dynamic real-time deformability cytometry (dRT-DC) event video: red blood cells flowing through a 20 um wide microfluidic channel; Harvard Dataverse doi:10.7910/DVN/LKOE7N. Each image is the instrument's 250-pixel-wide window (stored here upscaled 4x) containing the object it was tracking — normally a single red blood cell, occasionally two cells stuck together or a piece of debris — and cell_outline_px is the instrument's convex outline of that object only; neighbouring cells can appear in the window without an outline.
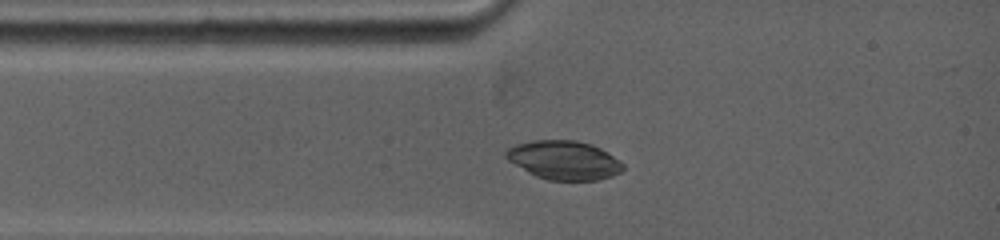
{"species": "common noctule bat (a hibernating species)", "species_latin": "Nyctalus noctula", "temperature_condition": "warm", "stored_images_in_passage": 17, "camera_frame_rate_fps": 5000, "um_per_image_px": 0.085, "animal": {"sex": "female", "body_mass_g": 19.0, "forearm_length_mm": 53.3}, "frame": {"image": 1, "passage_image": 1, "time_ms": 0.0, "image_size_px": [1000, 240], "cell_outline_px": [[624, 168], [620, 172], [612, 176], [600, 180], [548, 180], [536, 176], [528, 172], [508, 160], [504, 156], [504, 152], [508, 148], [516, 144], [532, 140], [576, 140], [592, 144], [600, 148], [624, 164]], "centroid_in_image_um": [47.92, 13.61], "position_along_channel_um": 37.1, "area_um2": 26.47}}
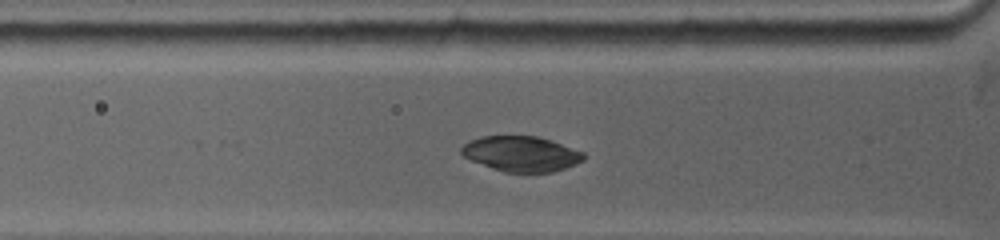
{"frame": {"image": 2, "passage_image": 10, "time_ms": 1.2, "image_size_px": [1000, 240], "cell_outline_px": [[584, 160], [576, 164], [552, 172], [504, 172], [492, 168], [472, 160], [464, 156], [460, 152], [460, 148], [468, 140], [480, 136], [536, 136], [584, 152]], "centroid_in_image_um": [44.27, 13.07], "position_along_channel_um": 81.5, "area_um2": 24.91}}
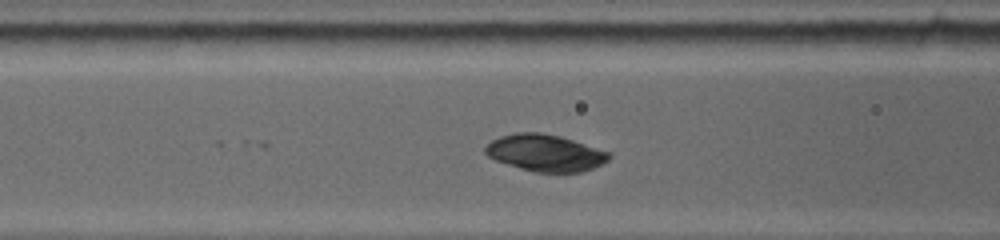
{"frame": {"image": 3, "passage_image": 17, "time_ms": 2.2, "image_size_px": [1000, 240], "cell_outline_px": [[612, 156], [608, 160], [592, 168], [580, 172], [536, 172], [520, 168], [496, 160], [488, 156], [484, 152], [484, 148], [492, 140], [500, 136], [516, 132], [540, 132], [560, 136], [608, 152]], "centroid_in_image_um": [46.31, 12.99], "position_along_channel_um": 120.3, "area_um2": 26.18}}